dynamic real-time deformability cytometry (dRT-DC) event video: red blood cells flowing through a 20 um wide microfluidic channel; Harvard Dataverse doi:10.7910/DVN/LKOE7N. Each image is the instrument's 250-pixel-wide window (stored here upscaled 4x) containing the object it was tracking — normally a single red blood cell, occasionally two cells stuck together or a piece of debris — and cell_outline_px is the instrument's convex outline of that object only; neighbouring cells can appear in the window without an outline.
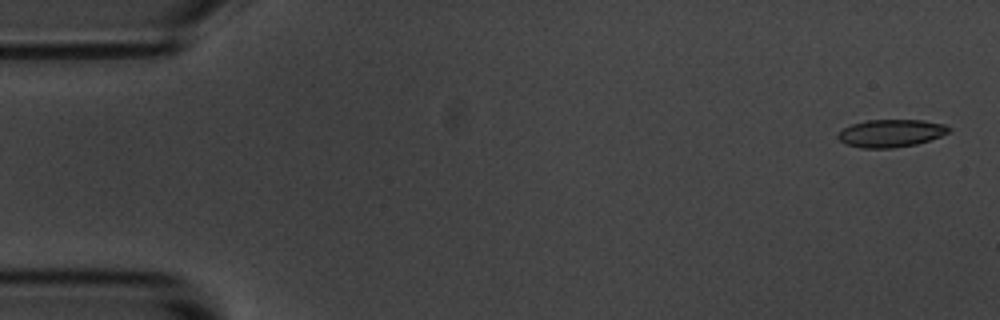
{"species": "common noctule bat (a hibernating species)", "species_latin": "Nyctalus noctula", "temperature_condition": "room temperature", "stored_images_in_passage": 5, "camera_frame_rate_fps": 3000, "um_per_image_px": 0.085, "animal": {"sex": "male", "body_mass_g": 20.1, "forearm_length_mm": 53.5}, "frame": {"image": 1, "passage_image": 1, "time_ms": 0.0, "image_size_px": [1000, 320], "cell_outline_px": [[952, 128], [948, 132], [940, 136], [916, 144], [892, 148], [860, 148], [844, 144], [836, 136], [844, 128], [852, 124], [868, 120], [924, 120], [944, 124]], "centroid_in_image_um": [75.71, 11.32], "position_along_channel_um": 9.3, "area_um2": 17.8}}